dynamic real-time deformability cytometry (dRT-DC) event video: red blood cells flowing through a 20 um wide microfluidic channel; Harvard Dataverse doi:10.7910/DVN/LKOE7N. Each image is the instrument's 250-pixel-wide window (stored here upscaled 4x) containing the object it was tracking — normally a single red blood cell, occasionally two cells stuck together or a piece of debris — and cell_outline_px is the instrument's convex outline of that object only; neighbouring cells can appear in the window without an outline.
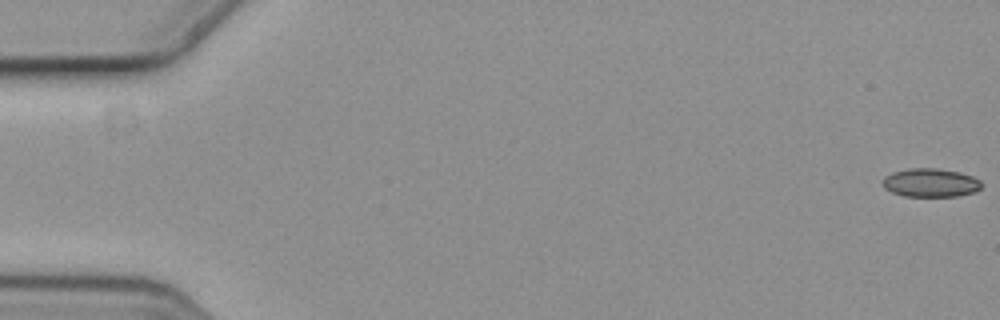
{"species": "common noctule bat (a hibernating species)", "species_latin": "Nyctalus noctula", "temperature_condition": "cold", "stored_images_in_passage": 5, "camera_frame_rate_fps": 3000, "um_per_image_px": 0.085, "animal": {"sex": "female", "body_mass_g": 19.3, "forearm_length_mm": 54.1}, "frame": {"image": 1, "passage_image": 1, "time_ms": 0.0, "image_size_px": [1000, 320], "cell_outline_px": [[980, 188], [972, 192], [960, 196], [904, 196], [892, 192], [884, 188], [884, 176], [892, 172], [908, 168], [936, 168], [960, 172], [972, 176], [980, 180]], "centroid_in_image_um": [79.08, 15.52], "position_along_channel_um": 5.9, "area_um2": 16.36}}
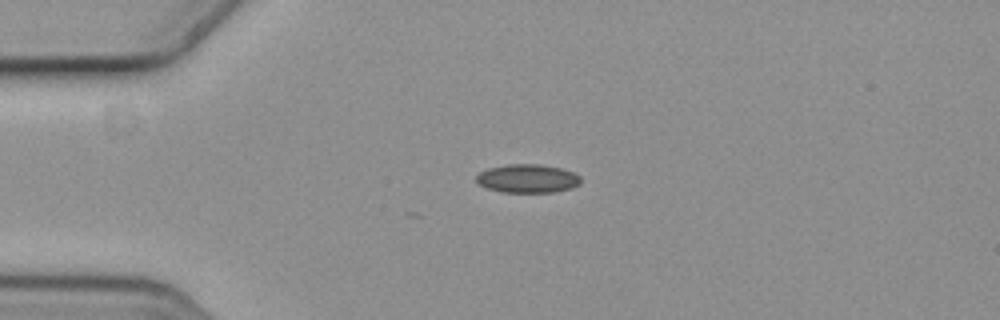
{"frame": {"image": 2, "passage_image": 5, "time_ms": 1.333, "image_size_px": [1000, 320], "cell_outline_px": [[580, 184], [572, 188], [552, 192], [500, 192], [488, 188], [480, 184], [476, 180], [476, 176], [480, 172], [488, 168], [508, 164], [540, 164], [560, 168], [572, 172], [580, 176]], "centroid_in_image_um": [44.84, 15.17], "position_along_channel_um": 40.2, "area_um2": 17.28}}